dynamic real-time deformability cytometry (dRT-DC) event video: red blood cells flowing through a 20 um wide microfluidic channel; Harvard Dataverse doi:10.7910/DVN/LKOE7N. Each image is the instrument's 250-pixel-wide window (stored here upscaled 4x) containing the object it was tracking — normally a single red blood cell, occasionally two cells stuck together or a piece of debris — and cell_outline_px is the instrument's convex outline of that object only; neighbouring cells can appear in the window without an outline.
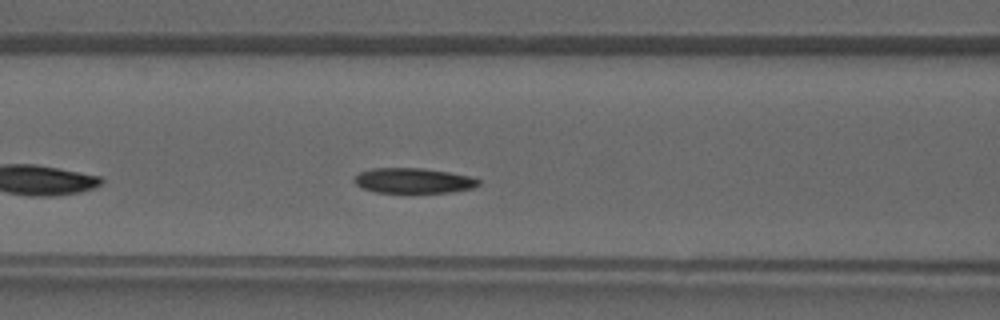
{"species": "common noctule bat (a hibernating species)", "species_latin": "Nyctalus noctula", "temperature_condition": "warm", "stored_images_in_passage": 25, "camera_frame_rate_fps": 3000, "um_per_image_px": 0.085, "animal": {"sex": "male", "forearm_length_mm": 52.5}, "frame": {"image": 1, "passage_image": 6, "time_ms": 1.667, "image_size_px": [1000, 320], "cell_outline_px": [[480, 184], [472, 188], [452, 192], [376, 192], [360, 188], [352, 180], [360, 172], [372, 168], [424, 168], [472, 176], [480, 180]], "centroid_in_image_um": [35.13, 15.35], "position_along_channel_um": 131.5, "area_um2": 18.26}}
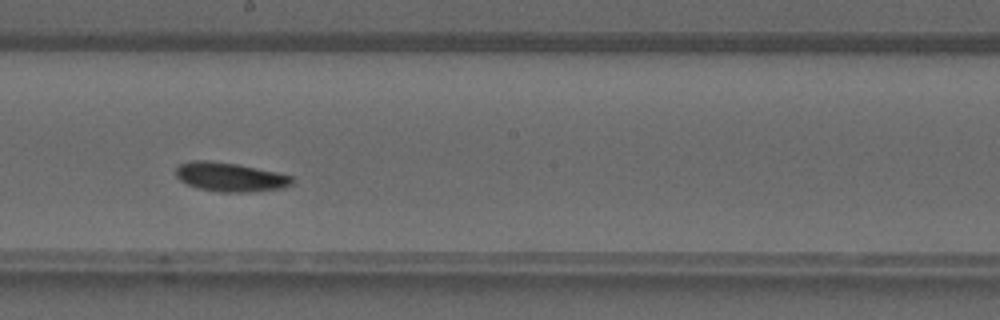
{"frame": {"image": 2, "passage_image": 12, "time_ms": 3.667, "image_size_px": [1000, 320], "cell_outline_px": [[292, 184], [284, 188], [248, 192], [220, 192], [200, 188], [188, 184], [180, 180], [176, 176], [176, 168], [180, 164], [192, 160], [208, 160], [236, 164], [276, 172], [292, 176]], "centroid_in_image_um": [19.56, 15.04], "position_along_channel_um": 228.6, "area_um2": 19.48}}
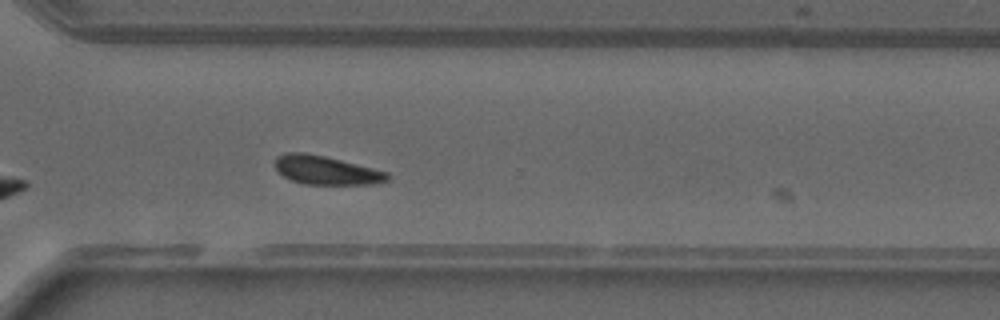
{"frame": {"image": 3, "passage_image": 19, "time_ms": 6.0, "image_size_px": [1000, 320], "cell_outline_px": [[388, 180], [376, 184], [304, 184], [292, 180], [284, 176], [276, 168], [276, 156], [288, 152], [304, 152], [324, 156], [388, 172]], "centroid_in_image_um": [27.71, 14.47], "position_along_channel_um": 342.9, "area_um2": 18.5}}